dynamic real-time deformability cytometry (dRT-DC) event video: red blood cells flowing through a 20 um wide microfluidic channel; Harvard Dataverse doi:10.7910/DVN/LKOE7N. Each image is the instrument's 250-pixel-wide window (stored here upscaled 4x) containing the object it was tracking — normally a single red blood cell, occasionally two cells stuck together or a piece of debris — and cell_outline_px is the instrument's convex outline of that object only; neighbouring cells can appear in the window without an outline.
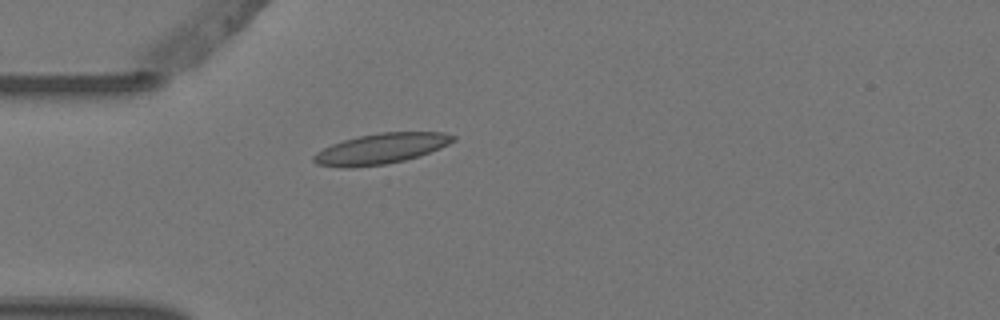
{"species": "Egyptian fruit bat (a non-hibernating species)", "species_latin": "Rousettus aegyptiacus", "temperature_condition": "warm", "stored_images_in_passage": 5, "camera_frame_rate_fps": 3000, "um_per_image_px": 0.085, "animal": {"sex": "female"}, "frame": {"image": 1, "passage_image": 5, "time_ms": 1.333, "image_size_px": [1000, 320], "cell_outline_px": [[456, 140], [440, 148], [420, 156], [404, 160], [384, 164], [352, 168], [340, 168], [316, 164], [312, 160], [312, 156], [316, 152], [332, 144], [344, 140], [360, 136], [380, 132], [444, 132], [456, 136]], "centroid_in_image_um": [32.37, 12.64], "position_along_channel_um": 52.6, "area_um2": 24.85}}